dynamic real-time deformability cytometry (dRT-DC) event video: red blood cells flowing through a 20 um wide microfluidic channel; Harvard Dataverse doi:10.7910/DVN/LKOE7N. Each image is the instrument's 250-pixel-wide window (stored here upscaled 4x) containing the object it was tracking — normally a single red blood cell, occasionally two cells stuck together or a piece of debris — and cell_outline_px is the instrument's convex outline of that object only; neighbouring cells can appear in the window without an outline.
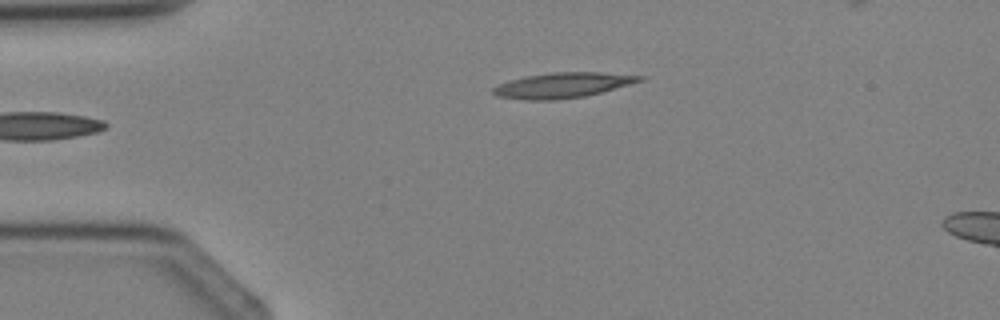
{"species": "Egyptian fruit bat (a non-hibernating species)", "species_latin": "Rousettus aegyptiacus", "temperature_condition": "cold", "stored_images_in_passage": 4, "camera_frame_rate_fps": 3000, "um_per_image_px": 0.085, "animal": {"sex": "female"}, "frame": {"image": 1, "passage_image": 4, "time_ms": 3.667, "image_size_px": [1000, 320], "cell_outline_px": [[644, 80], [600, 92], [584, 96], [556, 100], [524, 100], [496, 96], [492, 92], [492, 88], [500, 84], [512, 80], [528, 76], [552, 72], [600, 72], [644, 76]], "centroid_in_image_um": [47.81, 7.25], "position_along_channel_um": 37.2, "area_um2": 21.27}}